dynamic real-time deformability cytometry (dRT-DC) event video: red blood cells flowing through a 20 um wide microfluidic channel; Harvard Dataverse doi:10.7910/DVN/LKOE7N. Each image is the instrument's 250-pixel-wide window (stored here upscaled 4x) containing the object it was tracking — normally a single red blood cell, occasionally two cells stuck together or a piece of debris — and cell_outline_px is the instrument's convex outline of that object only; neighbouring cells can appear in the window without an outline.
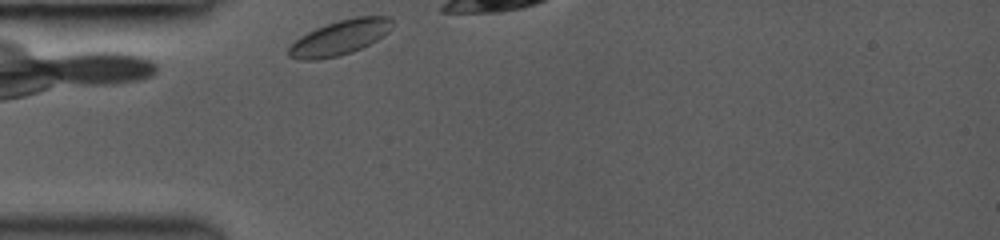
{"species": "common noctule bat (a hibernating species)", "species_latin": "Nyctalus noctula", "temperature_condition": "room temperature", "stored_images_in_passage": 1, "camera_frame_rate_fps": 3000, "um_per_image_px": 0.085, "animal": {"sex": "female", "body_mass_g": 19.0, "forearm_length_mm": 53.3}, "frame": {"image": 1, "passage_image": 1, "time_ms": 0.0, "image_size_px": [1000, 240], "cell_outline_px": [[392, 28], [384, 36], [352, 52], [336, 56], [316, 60], [300, 60], [288, 56], [288, 48], [300, 36], [316, 28], [340, 20], [356, 16], [392, 16]], "centroid_in_image_um": [28.9, 3.19], "position_along_channel_um": 56.1, "area_um2": 20.87}}